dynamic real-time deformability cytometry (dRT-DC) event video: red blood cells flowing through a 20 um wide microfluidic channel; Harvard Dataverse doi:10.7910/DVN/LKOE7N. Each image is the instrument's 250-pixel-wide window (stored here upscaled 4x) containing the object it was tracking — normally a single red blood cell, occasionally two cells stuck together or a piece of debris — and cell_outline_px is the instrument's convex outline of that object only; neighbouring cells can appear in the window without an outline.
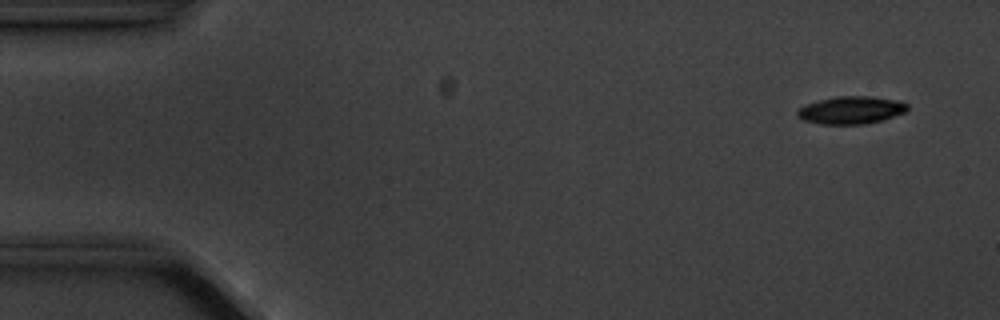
{"species": "common noctule bat (a hibernating species)", "species_latin": "Nyctalus noctula", "temperature_condition": "cold", "stored_images_in_passage": 9, "camera_frame_rate_fps": 3000, "um_per_image_px": 0.085, "animal": {"sex": "male", "body_mass_g": 20.1, "forearm_length_mm": 53.5}, "frame": {"image": 1, "passage_image": 1, "time_ms": 0.0, "image_size_px": [1000, 320], "cell_outline_px": [[908, 108], [904, 112], [884, 120], [864, 124], [820, 124], [804, 120], [796, 116], [796, 112], [804, 104], [836, 96], [872, 96], [900, 100], [908, 104]], "centroid_in_image_um": [72.35, 9.35], "position_along_channel_um": 12.6, "area_um2": 17.86}}
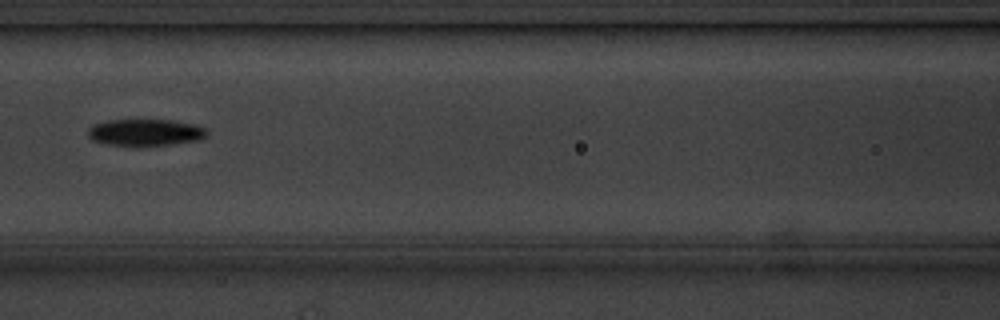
{"frame": {"image": 2, "passage_image": 7, "time_ms": 7.0, "image_size_px": [1000, 320], "cell_outline_px": [[208, 132], [200, 140], [168, 144], [108, 144], [92, 140], [88, 136], [88, 128], [92, 124], [108, 120], [172, 120], [196, 124], [208, 128]], "centroid_in_image_um": [12.37, 11.22], "position_along_channel_um": 154.2, "area_um2": 18.21}}